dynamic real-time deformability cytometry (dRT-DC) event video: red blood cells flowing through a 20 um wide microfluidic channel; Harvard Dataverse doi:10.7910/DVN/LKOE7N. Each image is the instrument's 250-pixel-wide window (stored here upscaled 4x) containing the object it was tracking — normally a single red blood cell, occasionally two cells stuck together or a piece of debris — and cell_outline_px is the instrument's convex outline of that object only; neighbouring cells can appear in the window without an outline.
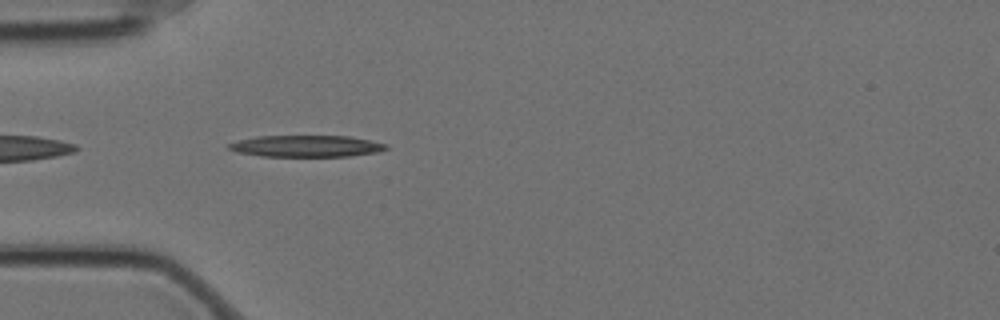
{"species": "Egyptian fruit bat (a non-hibernating species)", "species_latin": "Rousettus aegyptiacus", "temperature_condition": "cold", "stored_images_in_passage": 30, "camera_frame_rate_fps": 3000, "um_per_image_px": 0.085, "animal": {"sex": "female"}, "frame": {"image": 1, "passage_image": 3, "time_ms": 0.667, "image_size_px": [1000, 320], "cell_outline_px": [[388, 148], [380, 152], [348, 156], [260, 156], [236, 152], [228, 148], [228, 144], [240, 140], [256, 136], [348, 136], [388, 144]], "centroid_in_image_um": [26.05, 12.42], "position_along_channel_um": 58.9, "area_um2": 19.71}}
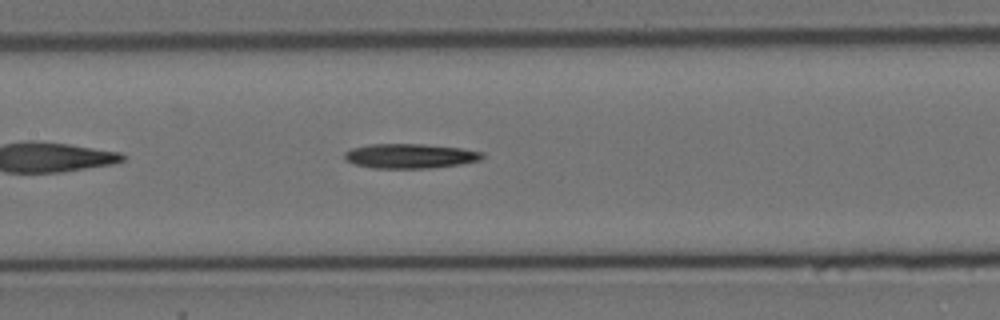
{"frame": {"image": 2, "passage_image": 13, "time_ms": 4.0, "image_size_px": [1000, 320], "cell_outline_px": [[484, 156], [480, 160], [460, 164], [428, 168], [372, 168], [356, 164], [344, 160], [344, 152], [352, 148], [368, 144], [424, 144], [460, 148], [484, 152]], "centroid_in_image_um": [34.83, 13.25], "position_along_channel_um": 172.6, "area_um2": 19.77}}
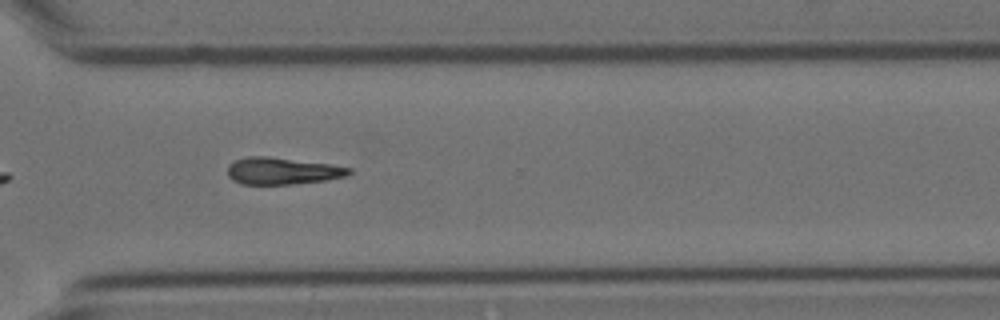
{"frame": {"image": 3, "passage_image": 28, "time_ms": 9.0, "image_size_px": [1000, 320], "cell_outline_px": [[352, 172], [348, 176], [324, 180], [292, 184], [240, 184], [232, 180], [228, 176], [228, 164], [236, 160], [248, 156], [268, 156], [328, 164], [352, 168]], "centroid_in_image_um": [23.98, 14.53], "position_along_channel_um": 346.6, "area_um2": 19.02}}